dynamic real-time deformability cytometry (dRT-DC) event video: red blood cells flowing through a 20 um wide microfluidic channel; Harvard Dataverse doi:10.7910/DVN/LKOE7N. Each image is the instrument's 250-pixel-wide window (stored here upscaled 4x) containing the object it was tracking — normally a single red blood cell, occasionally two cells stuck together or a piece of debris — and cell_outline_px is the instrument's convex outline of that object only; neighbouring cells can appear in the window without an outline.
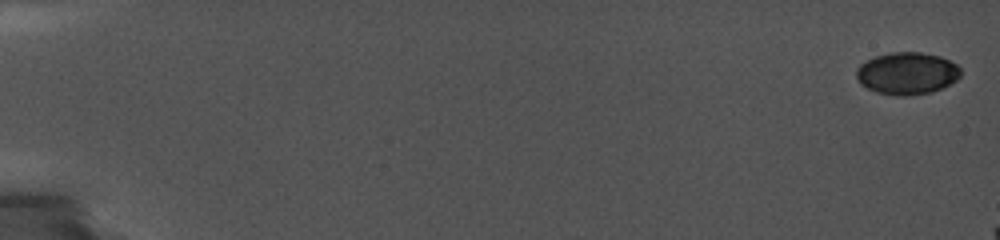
{"species": "common noctule bat (a hibernating species)", "species_latin": "Nyctalus noctula", "temperature_condition": "cold", "stored_images_in_passage": 16, "camera_frame_rate_fps": 5000, "um_per_image_px": 0.085, "animal": {"sex": "female", "body_mass_g": 19.0, "forearm_length_mm": 56.7}, "frame": {"image": 1, "passage_image": 1, "time_ms": 0.0, "image_size_px": [1000, 240], "cell_outline_px": [[960, 76], [956, 80], [932, 92], [904, 96], [896, 96], [876, 92], [860, 84], [856, 76], [856, 68], [860, 64], [876, 56], [892, 52], [920, 52], [940, 56], [956, 64], [960, 68]], "centroid_in_image_um": [77.08, 6.23], "position_along_channel_um": 7.9, "area_um2": 25.55}}
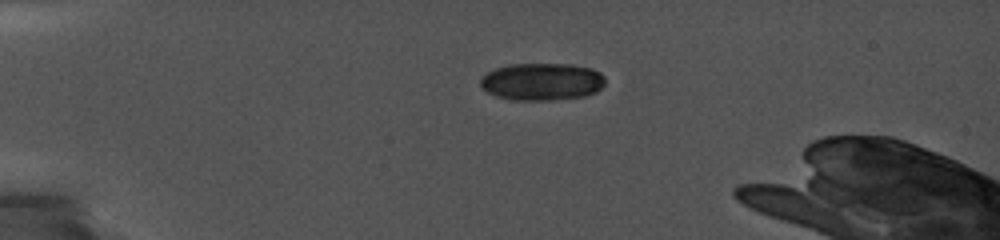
{"frame": {"image": 2, "passage_image": 11, "time_ms": 4.6, "image_size_px": [1000, 240], "cell_outline_px": [[604, 84], [596, 92], [584, 96], [548, 100], [512, 100], [496, 96], [488, 92], [480, 84], [480, 76], [496, 68], [508, 64], [568, 64], [592, 68], [600, 72], [604, 76]], "centroid_in_image_um": [46.05, 6.93], "position_along_channel_um": 39.0, "area_um2": 27.17}}